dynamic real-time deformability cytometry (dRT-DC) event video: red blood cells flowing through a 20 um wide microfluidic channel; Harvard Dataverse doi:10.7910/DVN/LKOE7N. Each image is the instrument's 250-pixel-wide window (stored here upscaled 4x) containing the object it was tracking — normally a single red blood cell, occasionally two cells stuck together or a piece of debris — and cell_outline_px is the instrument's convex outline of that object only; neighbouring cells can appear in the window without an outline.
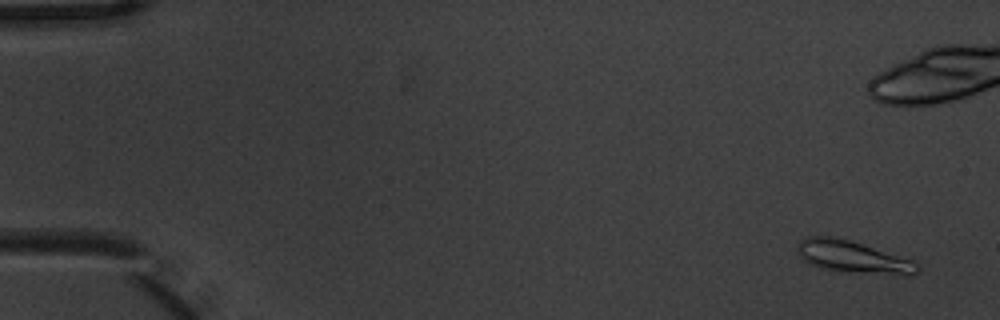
{"species": "common noctule bat (a hibernating species)", "species_latin": "Nyctalus noctula", "temperature_condition": "warm", "stored_images_in_passage": 6, "camera_frame_rate_fps": 3000, "um_per_image_px": 0.085, "animal": {"sex": "male", "body_mass_g": 20.1, "forearm_length_mm": 53.5}, "frame": {"image": 1, "passage_image": 1, "time_ms": 0.0, "image_size_px": [1000, 320], "cell_outline_px": [[920, 272], [916, 276], [908, 276], [840, 272], [820, 268], [804, 260], [800, 256], [796, 248], [800, 240], [808, 236], [828, 236], [848, 240], [916, 260], [920, 264]], "centroid_in_image_um": [72.61, 21.88], "position_along_channel_um": 12.4, "area_um2": 23.06}}